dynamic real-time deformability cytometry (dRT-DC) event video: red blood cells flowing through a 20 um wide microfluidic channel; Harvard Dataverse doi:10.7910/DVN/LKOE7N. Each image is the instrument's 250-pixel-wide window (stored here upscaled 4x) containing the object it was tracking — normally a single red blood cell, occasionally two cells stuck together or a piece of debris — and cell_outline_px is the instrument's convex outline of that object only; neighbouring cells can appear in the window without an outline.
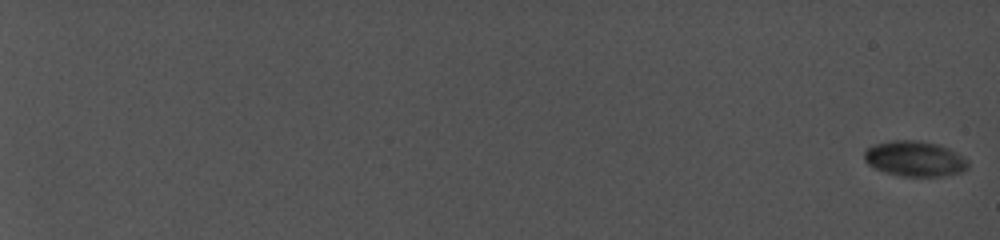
{"species": "common noctule bat (a hibernating species)", "species_latin": "Nyctalus noctula", "temperature_condition": "cold", "stored_images_in_passage": 46, "camera_frame_rate_fps": 5000, "um_per_image_px": 0.085, "animal": {"sex": "female", "body_mass_g": 19.0, "forearm_length_mm": 56.7}, "frame": {"image": 1, "passage_image": 1, "time_ms": 0.0, "image_size_px": [1000, 240], "cell_outline_px": [[968, 168], [960, 172], [940, 176], [900, 176], [884, 172], [868, 164], [864, 160], [864, 152], [868, 148], [876, 144], [892, 140], [916, 140], [936, 144], [948, 148], [956, 152], [968, 160]], "centroid_in_image_um": [77.75, 13.49], "position_along_channel_um": 7.3, "area_um2": 21.21}}
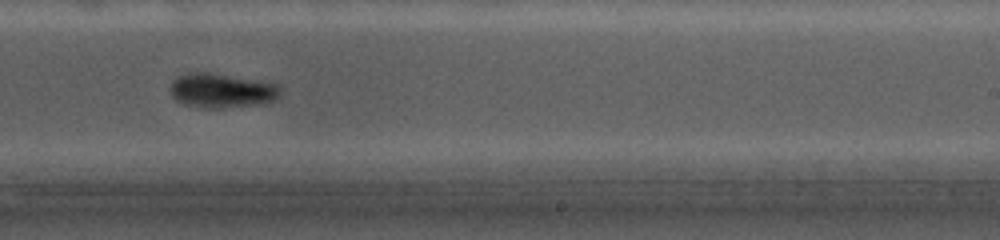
{"frame": {"image": 2, "passage_image": 35, "time_ms": 15.0, "image_size_px": [1000, 240], "cell_outline_px": [[280, 92], [276, 100], [264, 104], [220, 108], [204, 108], [184, 104], [176, 100], [168, 92], [168, 88], [172, 80], [176, 76], [196, 72], [208, 72], [276, 84], [280, 88]], "centroid_in_image_um": [18.78, 7.71], "position_along_channel_um": 270.2, "area_um2": 22.14}}
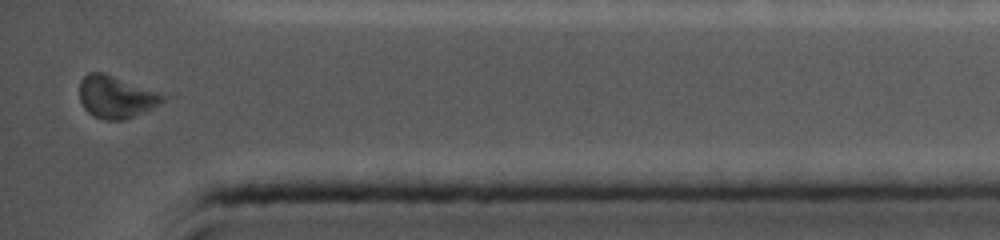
{"frame": {"image": 3, "passage_image": 46, "time_ms": 19.0, "image_size_px": [1000, 240], "cell_outline_px": [[164, 100], [124, 120], [104, 120], [92, 116], [84, 108], [80, 100], [80, 80], [88, 72], [104, 72], [156, 92], [164, 96]], "centroid_in_image_um": [9.75, 8.23], "position_along_channel_um": 425.5, "area_um2": 19.88}, "authors_computed_cell_mechanics": {"area_um2": 21.5305, "velocity_mm_per_s": 3.894, "shape_relaxation_time_tau1_ms": 3.2646, "shape_relaxation_time_tau2_ms": null, "deformation_change_tau1": 0.0643, "deformation_change_tau2": null}}